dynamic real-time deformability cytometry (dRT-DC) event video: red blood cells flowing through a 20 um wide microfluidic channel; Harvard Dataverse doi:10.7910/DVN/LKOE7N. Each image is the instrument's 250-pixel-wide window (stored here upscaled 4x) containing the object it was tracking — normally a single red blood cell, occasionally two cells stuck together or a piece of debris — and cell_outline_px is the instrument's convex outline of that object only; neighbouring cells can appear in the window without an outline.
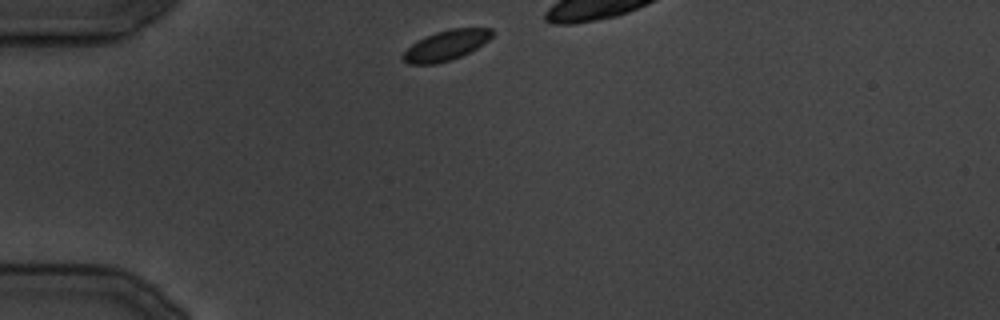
{"species": "common noctule bat (a hibernating species)", "species_latin": "Nyctalus noctula", "temperature_condition": "cold", "stored_images_in_passage": 10, "camera_frame_rate_fps": 3000, "um_per_image_px": 0.085, "animal": {"sex": "male", "body_mass_g": 19.5, "forearm_length_mm": 54.6}, "frame": {"image": 1, "passage_image": 1, "time_ms": 0.0, "image_size_px": [1000, 320], "cell_outline_px": [[492, 36], [484, 44], [452, 60], [436, 64], [408, 64], [400, 56], [416, 40], [424, 36], [448, 28], [492, 28]], "centroid_in_image_um": [37.89, 3.85], "position_along_channel_um": 47.1, "area_um2": 15.72}}
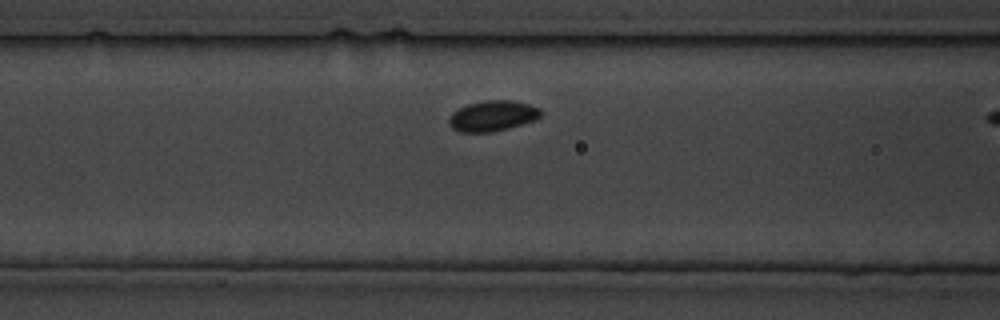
{"frame": {"image": 2, "passage_image": 7, "time_ms": 6.667, "image_size_px": [1000, 320], "cell_outline_px": [[540, 116], [536, 120], [508, 128], [488, 132], [460, 132], [452, 128], [448, 124], [448, 120], [452, 112], [468, 104], [484, 100], [512, 100], [528, 104], [540, 108]], "centroid_in_image_um": [41.85, 9.85], "position_along_channel_um": 124.7, "area_um2": 16.3}}